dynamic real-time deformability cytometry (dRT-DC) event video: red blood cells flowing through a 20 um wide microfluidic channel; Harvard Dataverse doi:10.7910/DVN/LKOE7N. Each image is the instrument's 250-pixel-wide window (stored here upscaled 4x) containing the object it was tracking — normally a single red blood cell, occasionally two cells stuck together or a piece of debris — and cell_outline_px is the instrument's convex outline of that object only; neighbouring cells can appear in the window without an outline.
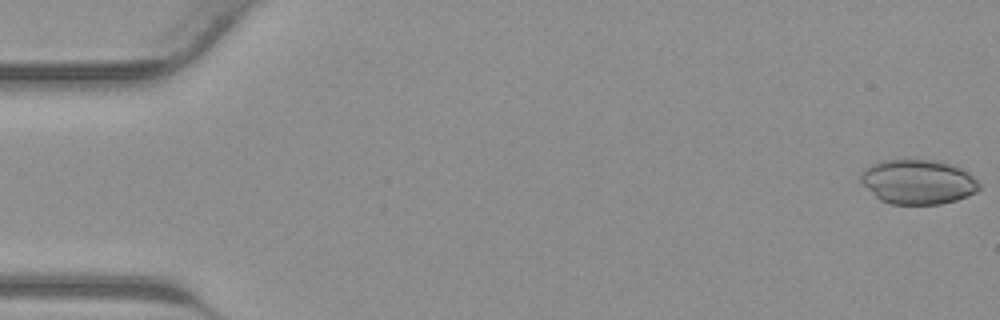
{"species": "common noctule bat (a hibernating species)", "species_latin": "Nyctalus noctula", "temperature_condition": "warm", "stored_images_in_passage": 42, "camera_frame_rate_fps": 3000, "um_per_image_px": 0.085, "animal": {"sex": "male", "body_mass_g": 23.1, "forearm_length_mm": 52.7}, "frame": {"image": 1, "passage_image": 1, "time_ms": 0.0, "image_size_px": [1000, 320], "cell_outline_px": [[980, 188], [976, 192], [956, 200], [940, 204], [892, 204], [880, 200], [860, 180], [860, 172], [864, 168], [880, 160], [936, 160], [960, 168], [968, 172], [980, 184]], "centroid_in_image_um": [78.02, 15.45], "position_along_channel_um": 7.0, "area_um2": 30.58}}